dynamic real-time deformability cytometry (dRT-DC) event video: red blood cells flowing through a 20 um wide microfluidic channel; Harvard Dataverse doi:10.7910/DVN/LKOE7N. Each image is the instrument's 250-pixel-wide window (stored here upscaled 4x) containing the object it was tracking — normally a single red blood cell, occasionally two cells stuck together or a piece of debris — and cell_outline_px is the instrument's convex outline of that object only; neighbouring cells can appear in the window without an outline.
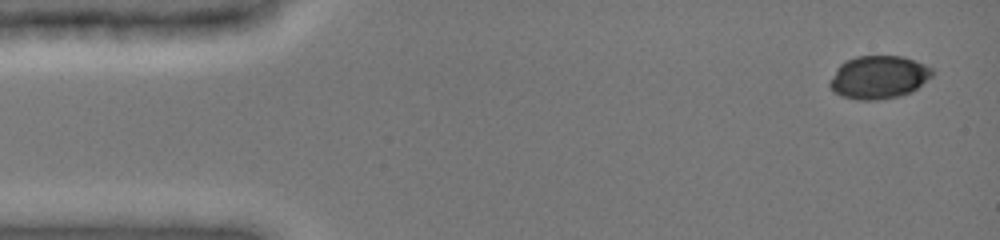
{"species": "common noctule bat (a hibernating species)", "species_latin": "Nyctalus noctula", "temperature_condition": "cold", "stored_images_in_passage": 9, "camera_frame_rate_fps": 3000, "um_per_image_px": 0.085, "animal": {"sex": "female", "body_mass_g": 19.0, "forearm_length_mm": 51.5}, "frame": {"image": 1, "passage_image": 1, "time_ms": 0.0, "image_size_px": [1000, 240], "cell_outline_px": [[936, 72], [932, 76], [912, 92], [900, 96], [876, 100], [860, 100], [840, 96], [832, 92], [828, 84], [836, 68], [844, 60], [856, 56], [900, 56], [924, 64], [932, 68]], "centroid_in_image_um": [74.66, 6.57], "position_along_channel_um": 10.3, "area_um2": 25.95}}
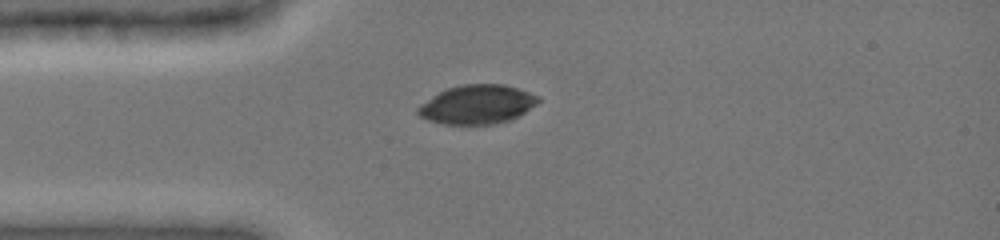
{"frame": {"image": 2, "passage_image": 5, "time_ms": 3.333, "image_size_px": [1000, 240], "cell_outline_px": [[540, 100], [536, 104], [520, 116], [496, 124], [444, 124], [428, 120], [420, 116], [416, 112], [416, 108], [420, 104], [432, 96], [448, 88], [464, 84], [504, 84], [540, 96]], "centroid_in_image_um": [40.56, 8.88], "position_along_channel_um": 44.4, "area_um2": 27.28}}
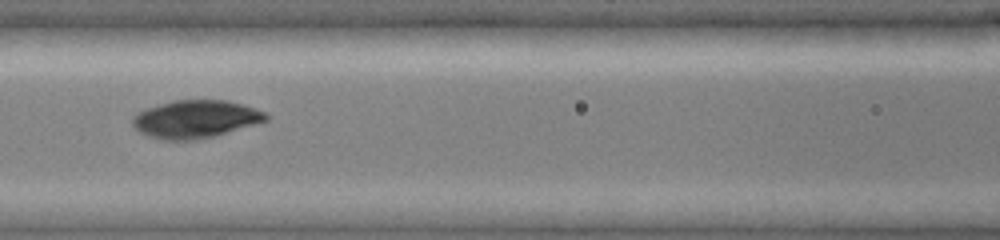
{"frame": {"image": 3, "passage_image": 8, "time_ms": 6.333, "image_size_px": [1000, 240], "cell_outline_px": [[268, 120], [216, 136], [196, 140], [164, 140], [148, 136], [140, 132], [132, 124], [132, 116], [136, 112], [160, 104], [176, 100], [224, 100], [240, 104], [264, 112], [268, 116]], "centroid_in_image_um": [16.58, 10.14], "position_along_channel_um": 150.0, "area_um2": 29.19}}